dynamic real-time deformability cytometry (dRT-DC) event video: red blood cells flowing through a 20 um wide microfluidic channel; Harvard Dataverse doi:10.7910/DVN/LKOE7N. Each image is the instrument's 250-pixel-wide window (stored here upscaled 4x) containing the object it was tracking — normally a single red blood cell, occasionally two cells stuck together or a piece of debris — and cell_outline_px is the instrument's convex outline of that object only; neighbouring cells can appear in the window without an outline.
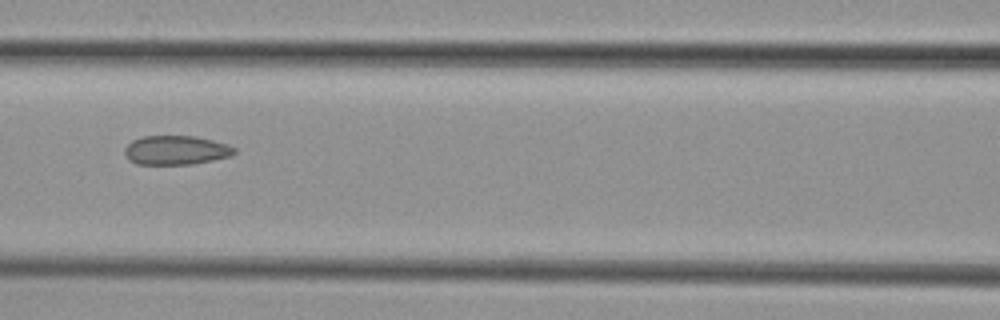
{"species": "common noctule bat (a hibernating species)", "species_latin": "Nyctalus noctula", "temperature_condition": "cold", "stored_images_in_passage": 3, "camera_frame_rate_fps": 3000, "um_per_image_px": 0.085, "animal": {"sex": "female", "body_mass_g": 29.2, "forearm_length_mm": 56.3}, "frame": {"image": 1, "passage_image": 3, "time_ms": 2.333, "image_size_px": [1000, 320], "cell_outline_px": [[236, 152], [232, 156], [192, 164], [136, 164], [128, 160], [124, 152], [124, 148], [132, 140], [144, 136], [196, 136], [228, 144], [236, 148]], "centroid_in_image_um": [14.96, 12.76], "position_along_channel_um": 151.6, "area_um2": 18.73}}